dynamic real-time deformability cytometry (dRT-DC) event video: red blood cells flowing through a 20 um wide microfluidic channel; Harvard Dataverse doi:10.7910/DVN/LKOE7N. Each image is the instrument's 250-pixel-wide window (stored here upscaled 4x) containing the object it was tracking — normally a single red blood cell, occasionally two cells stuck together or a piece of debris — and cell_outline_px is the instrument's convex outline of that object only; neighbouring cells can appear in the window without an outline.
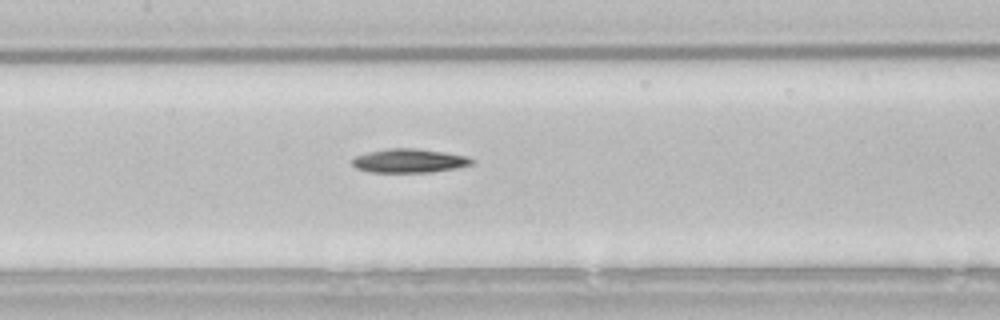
{"species": "common noctule bat (a hibernating species)", "species_latin": "Nyctalus noctula", "temperature_condition": "room temperature", "stored_images_in_passage": 34, "camera_frame_rate_fps": 3000, "um_per_image_px": 0.085, "animal": {"sex": "male", "body_mass_g": 21.5, "forearm_length_mm": 52.0}, "frame": {"image": 1, "passage_image": 12, "time_ms": 3.667, "image_size_px": [1000, 320], "cell_outline_px": [[476, 160], [472, 164], [456, 168], [432, 172], [372, 172], [356, 168], [352, 164], [352, 160], [356, 156], [368, 152], [388, 148], [416, 148], [444, 152], [468, 156]], "centroid_in_image_um": [34.82, 13.66], "position_along_channel_um": 172.6, "area_um2": 16.65}}
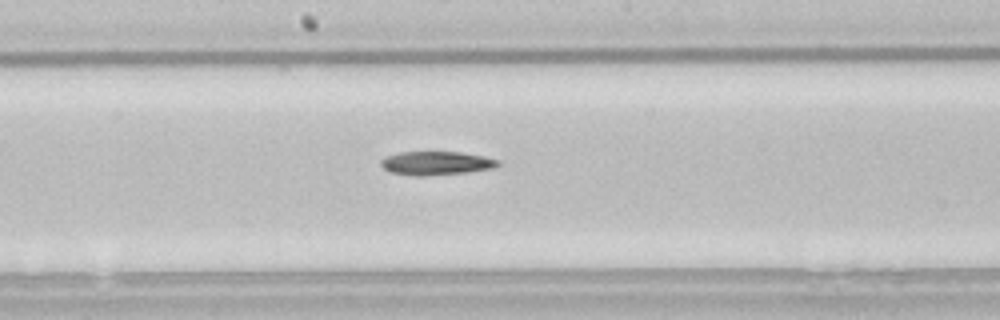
{"frame": {"image": 2, "passage_image": 15, "time_ms": 4.667, "image_size_px": [1000, 320], "cell_outline_px": [[500, 164], [496, 168], [464, 172], [424, 176], [416, 176], [388, 172], [380, 164], [380, 160], [388, 156], [400, 152], [460, 152], [484, 156], [496, 160]], "centroid_in_image_um": [37.05, 13.87], "position_along_channel_um": 211.1, "area_um2": 16.01}}
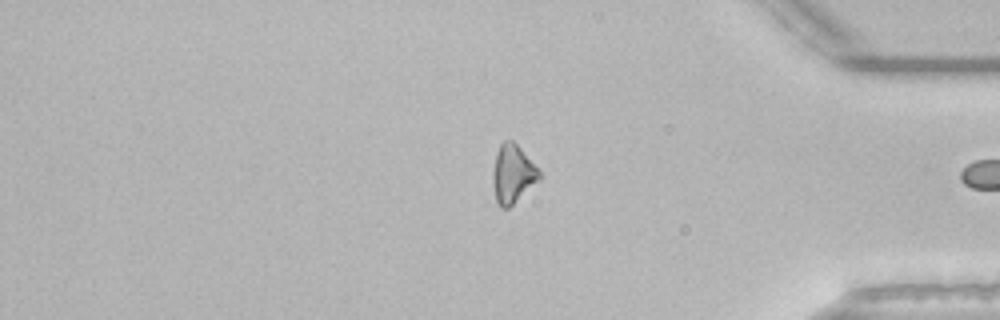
{"frame": {"image": 3, "passage_image": 31, "time_ms": 10.0, "image_size_px": [1000, 320], "cell_outline_px": [[540, 180], [508, 208], [500, 208], [496, 200], [492, 180], [492, 172], [496, 152], [500, 144], [504, 140], [512, 140], [520, 148], [540, 172]], "centroid_in_image_um": [43.55, 14.79], "position_along_channel_um": 391.6, "area_um2": 15.66}}